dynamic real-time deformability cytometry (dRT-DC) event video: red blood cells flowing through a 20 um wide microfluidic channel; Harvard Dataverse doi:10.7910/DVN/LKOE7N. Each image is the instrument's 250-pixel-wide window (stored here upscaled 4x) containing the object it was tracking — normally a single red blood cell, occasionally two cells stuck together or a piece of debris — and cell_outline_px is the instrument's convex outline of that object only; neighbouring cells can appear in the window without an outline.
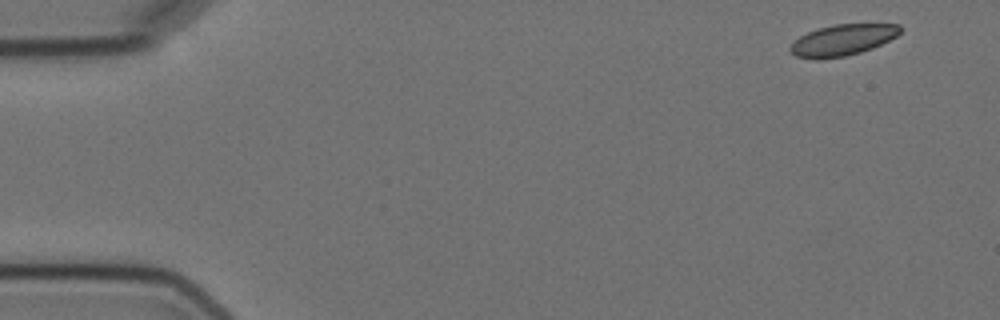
{"species": "Egyptian fruit bat (a non-hibernating species)", "species_latin": "Rousettus aegyptiacus", "temperature_condition": "cold", "stored_images_in_passage": 3, "camera_frame_rate_fps": 3000, "um_per_image_px": 0.085, "animal": {"sex": "female"}, "frame": {"image": 1, "passage_image": 1, "time_ms": 0.0, "image_size_px": [1000, 320], "cell_outline_px": [[904, 28], [896, 36], [872, 48], [860, 52], [844, 56], [820, 60], [816, 60], [796, 56], [788, 48], [800, 36], [808, 32], [820, 28], [836, 24], [900, 24]], "centroid_in_image_um": [71.62, 3.41], "position_along_channel_um": 13.4, "area_um2": 19.83}}